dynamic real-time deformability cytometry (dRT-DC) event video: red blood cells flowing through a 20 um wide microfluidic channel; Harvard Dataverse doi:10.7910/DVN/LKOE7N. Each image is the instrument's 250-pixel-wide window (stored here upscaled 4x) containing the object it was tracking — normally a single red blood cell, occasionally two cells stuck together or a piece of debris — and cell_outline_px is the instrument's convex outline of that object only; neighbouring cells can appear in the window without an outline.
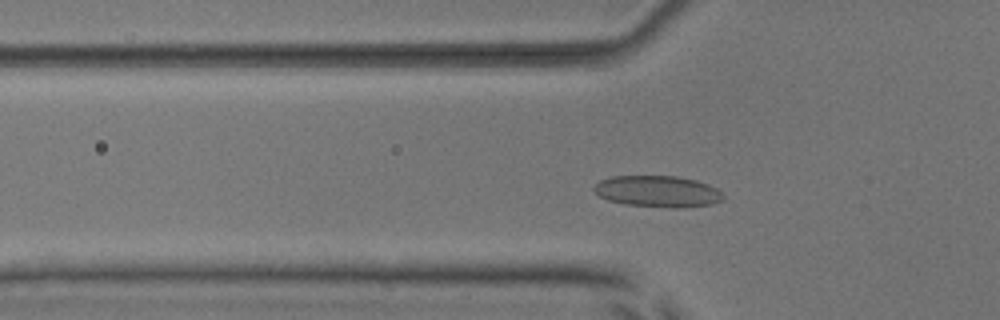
{"species": "common noctule bat (a hibernating species)", "species_latin": "Nyctalus noctula", "temperature_condition": "room temperature", "stored_images_in_passage": 47, "camera_frame_rate_fps": 3000, "um_per_image_px": 0.085, "animal": {"sex": "male", "body_mass_g": 17.9, "forearm_length_mm": 54.2}, "frame": {"image": 1, "passage_image": 12, "time_ms": 3.667, "image_size_px": [1000, 320], "cell_outline_px": [[724, 200], [712, 204], [684, 208], [672, 208], [624, 204], [608, 200], [600, 196], [592, 188], [600, 180], [612, 176], [676, 176], [696, 180], [708, 184], [716, 188], [724, 196]], "centroid_in_image_um": [55.93, 16.27], "position_along_channel_um": 69.9, "area_um2": 23.76}}
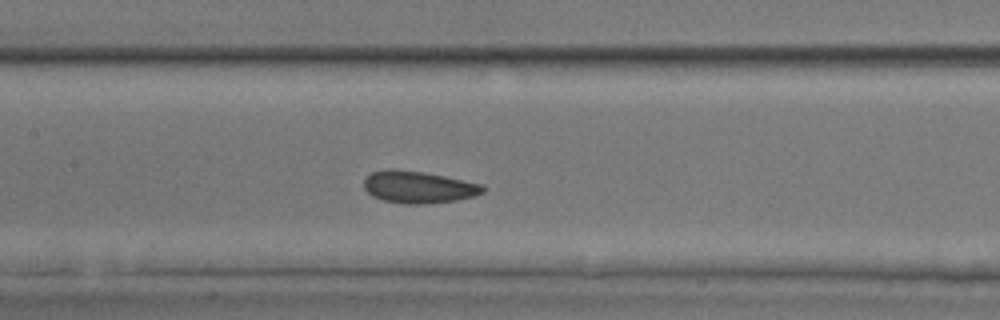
{"frame": {"image": 2, "passage_image": 20, "time_ms": 6.333, "image_size_px": [1000, 320], "cell_outline_px": [[484, 192], [476, 196], [456, 200], [424, 204], [404, 204], [384, 200], [372, 196], [364, 188], [364, 180], [372, 172], [388, 168], [392, 168], [424, 172], [484, 184]], "centroid_in_image_um": [35.58, 15.9], "position_along_channel_um": 171.8, "area_um2": 22.31}}
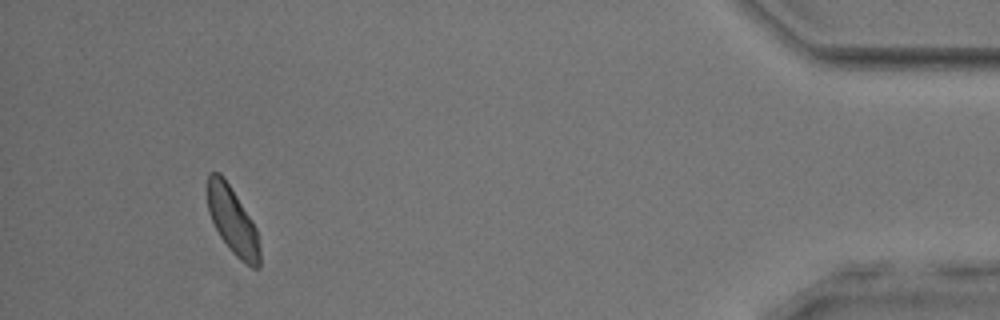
{"frame": {"image": 3, "passage_image": 44, "time_ms": 14.333, "image_size_px": [1000, 320], "cell_outline_px": [[260, 268], [252, 268], [240, 260], [232, 252], [220, 236], [208, 212], [208, 172], [220, 172], [224, 176], [252, 220], [256, 228], [260, 248]], "centroid_in_image_um": [19.78, 18.77], "position_along_channel_um": 415.4, "area_um2": 20.4}, "authors_computed_cell_mechanics": {"area_um2": 22.3108, "velocity_mm_per_s": 3.848, "shape_relaxation_time_tau1_ms": 4.1033, "shape_relaxation_time_tau2_ms": 2.1072, "deformation_change_tau1": 0.0605, "deformation_change_tau2": 0.0696}}